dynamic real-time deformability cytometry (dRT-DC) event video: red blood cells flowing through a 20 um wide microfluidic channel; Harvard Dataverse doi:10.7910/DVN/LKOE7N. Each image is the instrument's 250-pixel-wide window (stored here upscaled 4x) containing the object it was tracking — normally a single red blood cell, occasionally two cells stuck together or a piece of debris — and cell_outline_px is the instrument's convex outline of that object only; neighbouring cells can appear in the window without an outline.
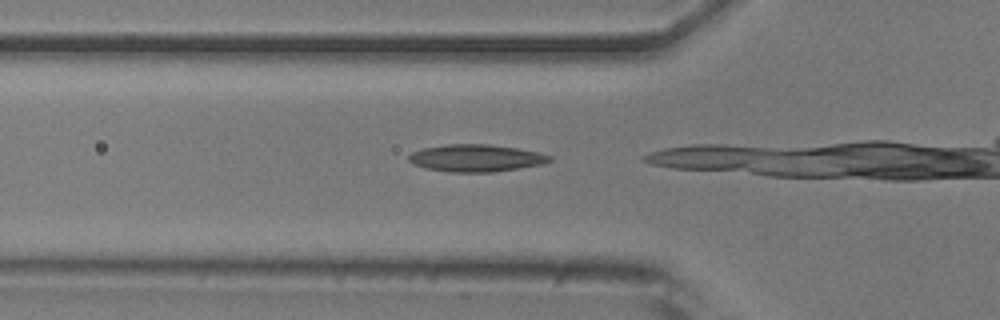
{"species": "common noctule bat (a hibernating species)", "species_latin": "Nyctalus noctula", "temperature_condition": "room temperature", "stored_images_in_passage": 4, "camera_frame_rate_fps": 3000, "um_per_image_px": 0.085, "animal": {"sex": "male", "body_mass_g": 20.5, "forearm_length_mm": 52.5}, "frame": {"image": 1, "passage_image": 2, "time_ms": 0.333, "image_size_px": [1000, 320], "cell_outline_px": [[552, 160], [540, 164], [520, 168], [492, 172], [448, 172], [424, 168], [412, 164], [408, 160], [408, 156], [412, 152], [424, 148], [448, 144], [492, 144], [540, 152], [552, 156]], "centroid_in_image_um": [40.44, 13.43], "position_along_channel_um": 85.4, "area_um2": 22.43}}